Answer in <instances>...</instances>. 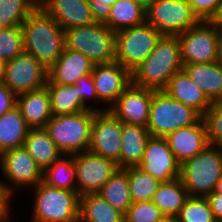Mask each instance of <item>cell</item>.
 I'll return each mask as SVG.
<instances>
[{
  "label": "cell",
  "instance_id": "obj_1",
  "mask_svg": "<svg viewBox=\"0 0 222 222\" xmlns=\"http://www.w3.org/2000/svg\"><path fill=\"white\" fill-rule=\"evenodd\" d=\"M24 52L49 69L65 49L62 27L41 6L22 23Z\"/></svg>",
  "mask_w": 222,
  "mask_h": 222
},
{
  "label": "cell",
  "instance_id": "obj_2",
  "mask_svg": "<svg viewBox=\"0 0 222 222\" xmlns=\"http://www.w3.org/2000/svg\"><path fill=\"white\" fill-rule=\"evenodd\" d=\"M183 70L178 36L162 35L155 49L132 73V83L154 91L164 90L170 78Z\"/></svg>",
  "mask_w": 222,
  "mask_h": 222
},
{
  "label": "cell",
  "instance_id": "obj_3",
  "mask_svg": "<svg viewBox=\"0 0 222 222\" xmlns=\"http://www.w3.org/2000/svg\"><path fill=\"white\" fill-rule=\"evenodd\" d=\"M222 177V148L209 145L180 164V180L190 197H208Z\"/></svg>",
  "mask_w": 222,
  "mask_h": 222
},
{
  "label": "cell",
  "instance_id": "obj_4",
  "mask_svg": "<svg viewBox=\"0 0 222 222\" xmlns=\"http://www.w3.org/2000/svg\"><path fill=\"white\" fill-rule=\"evenodd\" d=\"M65 48L82 53L95 64L110 63L116 56V32L104 23L64 30Z\"/></svg>",
  "mask_w": 222,
  "mask_h": 222
},
{
  "label": "cell",
  "instance_id": "obj_5",
  "mask_svg": "<svg viewBox=\"0 0 222 222\" xmlns=\"http://www.w3.org/2000/svg\"><path fill=\"white\" fill-rule=\"evenodd\" d=\"M95 110L52 116L45 129L63 155L88 151Z\"/></svg>",
  "mask_w": 222,
  "mask_h": 222
},
{
  "label": "cell",
  "instance_id": "obj_6",
  "mask_svg": "<svg viewBox=\"0 0 222 222\" xmlns=\"http://www.w3.org/2000/svg\"><path fill=\"white\" fill-rule=\"evenodd\" d=\"M202 116L190 106L172 99L165 91H154L147 129L153 137H166L169 133L196 124Z\"/></svg>",
  "mask_w": 222,
  "mask_h": 222
},
{
  "label": "cell",
  "instance_id": "obj_7",
  "mask_svg": "<svg viewBox=\"0 0 222 222\" xmlns=\"http://www.w3.org/2000/svg\"><path fill=\"white\" fill-rule=\"evenodd\" d=\"M34 189L31 222H79L80 196L77 191L51 187L43 181Z\"/></svg>",
  "mask_w": 222,
  "mask_h": 222
},
{
  "label": "cell",
  "instance_id": "obj_8",
  "mask_svg": "<svg viewBox=\"0 0 222 222\" xmlns=\"http://www.w3.org/2000/svg\"><path fill=\"white\" fill-rule=\"evenodd\" d=\"M161 37L146 21L117 31L115 61L132 73L151 54Z\"/></svg>",
  "mask_w": 222,
  "mask_h": 222
},
{
  "label": "cell",
  "instance_id": "obj_9",
  "mask_svg": "<svg viewBox=\"0 0 222 222\" xmlns=\"http://www.w3.org/2000/svg\"><path fill=\"white\" fill-rule=\"evenodd\" d=\"M145 13L146 22L162 35L178 36L201 21L188 0H156Z\"/></svg>",
  "mask_w": 222,
  "mask_h": 222
},
{
  "label": "cell",
  "instance_id": "obj_10",
  "mask_svg": "<svg viewBox=\"0 0 222 222\" xmlns=\"http://www.w3.org/2000/svg\"><path fill=\"white\" fill-rule=\"evenodd\" d=\"M183 65L206 64L219 60L217 28L211 21L197 25L178 35Z\"/></svg>",
  "mask_w": 222,
  "mask_h": 222
},
{
  "label": "cell",
  "instance_id": "obj_11",
  "mask_svg": "<svg viewBox=\"0 0 222 222\" xmlns=\"http://www.w3.org/2000/svg\"><path fill=\"white\" fill-rule=\"evenodd\" d=\"M48 81V69L34 56L23 52L5 63L3 83L17 96L41 89Z\"/></svg>",
  "mask_w": 222,
  "mask_h": 222
},
{
  "label": "cell",
  "instance_id": "obj_12",
  "mask_svg": "<svg viewBox=\"0 0 222 222\" xmlns=\"http://www.w3.org/2000/svg\"><path fill=\"white\" fill-rule=\"evenodd\" d=\"M76 191L79 196L96 194L119 169L116 162L89 151L74 154Z\"/></svg>",
  "mask_w": 222,
  "mask_h": 222
},
{
  "label": "cell",
  "instance_id": "obj_13",
  "mask_svg": "<svg viewBox=\"0 0 222 222\" xmlns=\"http://www.w3.org/2000/svg\"><path fill=\"white\" fill-rule=\"evenodd\" d=\"M121 134L122 122L109 110L95 112L88 151L118 163L121 152Z\"/></svg>",
  "mask_w": 222,
  "mask_h": 222
},
{
  "label": "cell",
  "instance_id": "obj_14",
  "mask_svg": "<svg viewBox=\"0 0 222 222\" xmlns=\"http://www.w3.org/2000/svg\"><path fill=\"white\" fill-rule=\"evenodd\" d=\"M153 90L131 83L109 106V111L122 123L147 127Z\"/></svg>",
  "mask_w": 222,
  "mask_h": 222
},
{
  "label": "cell",
  "instance_id": "obj_15",
  "mask_svg": "<svg viewBox=\"0 0 222 222\" xmlns=\"http://www.w3.org/2000/svg\"><path fill=\"white\" fill-rule=\"evenodd\" d=\"M138 167L160 182H169L180 177V164L165 137L149 138Z\"/></svg>",
  "mask_w": 222,
  "mask_h": 222
},
{
  "label": "cell",
  "instance_id": "obj_16",
  "mask_svg": "<svg viewBox=\"0 0 222 222\" xmlns=\"http://www.w3.org/2000/svg\"><path fill=\"white\" fill-rule=\"evenodd\" d=\"M0 164L5 178L15 187H35L43 181V171L23 146L2 153Z\"/></svg>",
  "mask_w": 222,
  "mask_h": 222
},
{
  "label": "cell",
  "instance_id": "obj_17",
  "mask_svg": "<svg viewBox=\"0 0 222 222\" xmlns=\"http://www.w3.org/2000/svg\"><path fill=\"white\" fill-rule=\"evenodd\" d=\"M91 75L98 100L112 105L132 83L131 73L117 61L95 64Z\"/></svg>",
  "mask_w": 222,
  "mask_h": 222
},
{
  "label": "cell",
  "instance_id": "obj_18",
  "mask_svg": "<svg viewBox=\"0 0 222 222\" xmlns=\"http://www.w3.org/2000/svg\"><path fill=\"white\" fill-rule=\"evenodd\" d=\"M165 138L179 164L195 157L210 145L203 118L194 125L169 133Z\"/></svg>",
  "mask_w": 222,
  "mask_h": 222
},
{
  "label": "cell",
  "instance_id": "obj_19",
  "mask_svg": "<svg viewBox=\"0 0 222 222\" xmlns=\"http://www.w3.org/2000/svg\"><path fill=\"white\" fill-rule=\"evenodd\" d=\"M94 66L82 53L65 48L48 69L47 84L74 85L79 77L92 74Z\"/></svg>",
  "mask_w": 222,
  "mask_h": 222
},
{
  "label": "cell",
  "instance_id": "obj_20",
  "mask_svg": "<svg viewBox=\"0 0 222 222\" xmlns=\"http://www.w3.org/2000/svg\"><path fill=\"white\" fill-rule=\"evenodd\" d=\"M39 6L54 18L63 30L95 22L88 0H44Z\"/></svg>",
  "mask_w": 222,
  "mask_h": 222
},
{
  "label": "cell",
  "instance_id": "obj_21",
  "mask_svg": "<svg viewBox=\"0 0 222 222\" xmlns=\"http://www.w3.org/2000/svg\"><path fill=\"white\" fill-rule=\"evenodd\" d=\"M163 91L172 99L192 107L201 116H203L212 105V102L207 98L202 89L192 81L184 70L175 73Z\"/></svg>",
  "mask_w": 222,
  "mask_h": 222
},
{
  "label": "cell",
  "instance_id": "obj_22",
  "mask_svg": "<svg viewBox=\"0 0 222 222\" xmlns=\"http://www.w3.org/2000/svg\"><path fill=\"white\" fill-rule=\"evenodd\" d=\"M16 106L30 128H45L53 116L46 86L17 95Z\"/></svg>",
  "mask_w": 222,
  "mask_h": 222
},
{
  "label": "cell",
  "instance_id": "obj_23",
  "mask_svg": "<svg viewBox=\"0 0 222 222\" xmlns=\"http://www.w3.org/2000/svg\"><path fill=\"white\" fill-rule=\"evenodd\" d=\"M121 136L120 159L117 163L119 169L139 166L151 137L147 127L122 123Z\"/></svg>",
  "mask_w": 222,
  "mask_h": 222
},
{
  "label": "cell",
  "instance_id": "obj_24",
  "mask_svg": "<svg viewBox=\"0 0 222 222\" xmlns=\"http://www.w3.org/2000/svg\"><path fill=\"white\" fill-rule=\"evenodd\" d=\"M183 70L212 103L222 102V61L186 64Z\"/></svg>",
  "mask_w": 222,
  "mask_h": 222
},
{
  "label": "cell",
  "instance_id": "obj_25",
  "mask_svg": "<svg viewBox=\"0 0 222 222\" xmlns=\"http://www.w3.org/2000/svg\"><path fill=\"white\" fill-rule=\"evenodd\" d=\"M23 147L43 172L63 155L45 128H30Z\"/></svg>",
  "mask_w": 222,
  "mask_h": 222
},
{
  "label": "cell",
  "instance_id": "obj_26",
  "mask_svg": "<svg viewBox=\"0 0 222 222\" xmlns=\"http://www.w3.org/2000/svg\"><path fill=\"white\" fill-rule=\"evenodd\" d=\"M30 127L17 106L0 117V155L7 150L22 147Z\"/></svg>",
  "mask_w": 222,
  "mask_h": 222
},
{
  "label": "cell",
  "instance_id": "obj_27",
  "mask_svg": "<svg viewBox=\"0 0 222 222\" xmlns=\"http://www.w3.org/2000/svg\"><path fill=\"white\" fill-rule=\"evenodd\" d=\"M79 222H124V214L98 193L80 196Z\"/></svg>",
  "mask_w": 222,
  "mask_h": 222
},
{
  "label": "cell",
  "instance_id": "obj_28",
  "mask_svg": "<svg viewBox=\"0 0 222 222\" xmlns=\"http://www.w3.org/2000/svg\"><path fill=\"white\" fill-rule=\"evenodd\" d=\"M188 197L180 178H176L169 182H161L154 193L152 202L165 217H177Z\"/></svg>",
  "mask_w": 222,
  "mask_h": 222
},
{
  "label": "cell",
  "instance_id": "obj_29",
  "mask_svg": "<svg viewBox=\"0 0 222 222\" xmlns=\"http://www.w3.org/2000/svg\"><path fill=\"white\" fill-rule=\"evenodd\" d=\"M145 11L135 0H117L104 24L115 32L134 27L146 21Z\"/></svg>",
  "mask_w": 222,
  "mask_h": 222
},
{
  "label": "cell",
  "instance_id": "obj_30",
  "mask_svg": "<svg viewBox=\"0 0 222 222\" xmlns=\"http://www.w3.org/2000/svg\"><path fill=\"white\" fill-rule=\"evenodd\" d=\"M54 116L74 114L89 110L78 96L77 85L46 84Z\"/></svg>",
  "mask_w": 222,
  "mask_h": 222
},
{
  "label": "cell",
  "instance_id": "obj_31",
  "mask_svg": "<svg viewBox=\"0 0 222 222\" xmlns=\"http://www.w3.org/2000/svg\"><path fill=\"white\" fill-rule=\"evenodd\" d=\"M98 194L115 209L125 214L133 203L129 192L127 168L118 169Z\"/></svg>",
  "mask_w": 222,
  "mask_h": 222
},
{
  "label": "cell",
  "instance_id": "obj_32",
  "mask_svg": "<svg viewBox=\"0 0 222 222\" xmlns=\"http://www.w3.org/2000/svg\"><path fill=\"white\" fill-rule=\"evenodd\" d=\"M58 158L43 172V182L48 186L76 191V167L74 155ZM75 180V181H74Z\"/></svg>",
  "mask_w": 222,
  "mask_h": 222
},
{
  "label": "cell",
  "instance_id": "obj_33",
  "mask_svg": "<svg viewBox=\"0 0 222 222\" xmlns=\"http://www.w3.org/2000/svg\"><path fill=\"white\" fill-rule=\"evenodd\" d=\"M129 192L133 202L152 201L160 181L138 166L127 168Z\"/></svg>",
  "mask_w": 222,
  "mask_h": 222
},
{
  "label": "cell",
  "instance_id": "obj_34",
  "mask_svg": "<svg viewBox=\"0 0 222 222\" xmlns=\"http://www.w3.org/2000/svg\"><path fill=\"white\" fill-rule=\"evenodd\" d=\"M38 6L35 0H0V26L22 25Z\"/></svg>",
  "mask_w": 222,
  "mask_h": 222
},
{
  "label": "cell",
  "instance_id": "obj_35",
  "mask_svg": "<svg viewBox=\"0 0 222 222\" xmlns=\"http://www.w3.org/2000/svg\"><path fill=\"white\" fill-rule=\"evenodd\" d=\"M180 222H217L207 197H188L177 216Z\"/></svg>",
  "mask_w": 222,
  "mask_h": 222
},
{
  "label": "cell",
  "instance_id": "obj_36",
  "mask_svg": "<svg viewBox=\"0 0 222 222\" xmlns=\"http://www.w3.org/2000/svg\"><path fill=\"white\" fill-rule=\"evenodd\" d=\"M23 52L22 26L2 27L0 29V60L6 63Z\"/></svg>",
  "mask_w": 222,
  "mask_h": 222
},
{
  "label": "cell",
  "instance_id": "obj_37",
  "mask_svg": "<svg viewBox=\"0 0 222 222\" xmlns=\"http://www.w3.org/2000/svg\"><path fill=\"white\" fill-rule=\"evenodd\" d=\"M164 218L152 201L133 202L124 214V222H160Z\"/></svg>",
  "mask_w": 222,
  "mask_h": 222
},
{
  "label": "cell",
  "instance_id": "obj_38",
  "mask_svg": "<svg viewBox=\"0 0 222 222\" xmlns=\"http://www.w3.org/2000/svg\"><path fill=\"white\" fill-rule=\"evenodd\" d=\"M202 118L206 124L210 145L222 148V102H213Z\"/></svg>",
  "mask_w": 222,
  "mask_h": 222
},
{
  "label": "cell",
  "instance_id": "obj_39",
  "mask_svg": "<svg viewBox=\"0 0 222 222\" xmlns=\"http://www.w3.org/2000/svg\"><path fill=\"white\" fill-rule=\"evenodd\" d=\"M200 20L211 21L217 14L222 0H188Z\"/></svg>",
  "mask_w": 222,
  "mask_h": 222
},
{
  "label": "cell",
  "instance_id": "obj_40",
  "mask_svg": "<svg viewBox=\"0 0 222 222\" xmlns=\"http://www.w3.org/2000/svg\"><path fill=\"white\" fill-rule=\"evenodd\" d=\"M75 84L77 85L78 96L86 108H88L89 110H95L96 112H105L109 110V109L100 110L96 108L94 109L93 107L91 108V105L87 106V103H86L87 99H90V98L91 99L95 98V100L98 99L94 82H93V77L91 74L79 77L76 80Z\"/></svg>",
  "mask_w": 222,
  "mask_h": 222
},
{
  "label": "cell",
  "instance_id": "obj_41",
  "mask_svg": "<svg viewBox=\"0 0 222 222\" xmlns=\"http://www.w3.org/2000/svg\"><path fill=\"white\" fill-rule=\"evenodd\" d=\"M117 0H88L92 17L95 22L105 23L110 15L111 6Z\"/></svg>",
  "mask_w": 222,
  "mask_h": 222
},
{
  "label": "cell",
  "instance_id": "obj_42",
  "mask_svg": "<svg viewBox=\"0 0 222 222\" xmlns=\"http://www.w3.org/2000/svg\"><path fill=\"white\" fill-rule=\"evenodd\" d=\"M12 188L0 181V222H9V200L12 198Z\"/></svg>",
  "mask_w": 222,
  "mask_h": 222
},
{
  "label": "cell",
  "instance_id": "obj_43",
  "mask_svg": "<svg viewBox=\"0 0 222 222\" xmlns=\"http://www.w3.org/2000/svg\"><path fill=\"white\" fill-rule=\"evenodd\" d=\"M16 95L3 83H0V117L16 106Z\"/></svg>",
  "mask_w": 222,
  "mask_h": 222
},
{
  "label": "cell",
  "instance_id": "obj_44",
  "mask_svg": "<svg viewBox=\"0 0 222 222\" xmlns=\"http://www.w3.org/2000/svg\"><path fill=\"white\" fill-rule=\"evenodd\" d=\"M207 200L217 222H222V194L212 192Z\"/></svg>",
  "mask_w": 222,
  "mask_h": 222
},
{
  "label": "cell",
  "instance_id": "obj_45",
  "mask_svg": "<svg viewBox=\"0 0 222 222\" xmlns=\"http://www.w3.org/2000/svg\"><path fill=\"white\" fill-rule=\"evenodd\" d=\"M218 34V56L219 60L222 61V26H216Z\"/></svg>",
  "mask_w": 222,
  "mask_h": 222
},
{
  "label": "cell",
  "instance_id": "obj_46",
  "mask_svg": "<svg viewBox=\"0 0 222 222\" xmlns=\"http://www.w3.org/2000/svg\"><path fill=\"white\" fill-rule=\"evenodd\" d=\"M211 22L215 26H222V3L220 5V7H219V10H218L217 14L213 17Z\"/></svg>",
  "mask_w": 222,
  "mask_h": 222
},
{
  "label": "cell",
  "instance_id": "obj_47",
  "mask_svg": "<svg viewBox=\"0 0 222 222\" xmlns=\"http://www.w3.org/2000/svg\"><path fill=\"white\" fill-rule=\"evenodd\" d=\"M145 10L152 5L156 0H135Z\"/></svg>",
  "mask_w": 222,
  "mask_h": 222
},
{
  "label": "cell",
  "instance_id": "obj_48",
  "mask_svg": "<svg viewBox=\"0 0 222 222\" xmlns=\"http://www.w3.org/2000/svg\"><path fill=\"white\" fill-rule=\"evenodd\" d=\"M5 78V63L0 60V83L4 81Z\"/></svg>",
  "mask_w": 222,
  "mask_h": 222
},
{
  "label": "cell",
  "instance_id": "obj_49",
  "mask_svg": "<svg viewBox=\"0 0 222 222\" xmlns=\"http://www.w3.org/2000/svg\"><path fill=\"white\" fill-rule=\"evenodd\" d=\"M214 192L222 194V177L219 179L218 183L216 184Z\"/></svg>",
  "mask_w": 222,
  "mask_h": 222
},
{
  "label": "cell",
  "instance_id": "obj_50",
  "mask_svg": "<svg viewBox=\"0 0 222 222\" xmlns=\"http://www.w3.org/2000/svg\"><path fill=\"white\" fill-rule=\"evenodd\" d=\"M160 222H180V221L177 219V217H165Z\"/></svg>",
  "mask_w": 222,
  "mask_h": 222
},
{
  "label": "cell",
  "instance_id": "obj_51",
  "mask_svg": "<svg viewBox=\"0 0 222 222\" xmlns=\"http://www.w3.org/2000/svg\"><path fill=\"white\" fill-rule=\"evenodd\" d=\"M39 5L44 1V0H35Z\"/></svg>",
  "mask_w": 222,
  "mask_h": 222
}]
</instances>
